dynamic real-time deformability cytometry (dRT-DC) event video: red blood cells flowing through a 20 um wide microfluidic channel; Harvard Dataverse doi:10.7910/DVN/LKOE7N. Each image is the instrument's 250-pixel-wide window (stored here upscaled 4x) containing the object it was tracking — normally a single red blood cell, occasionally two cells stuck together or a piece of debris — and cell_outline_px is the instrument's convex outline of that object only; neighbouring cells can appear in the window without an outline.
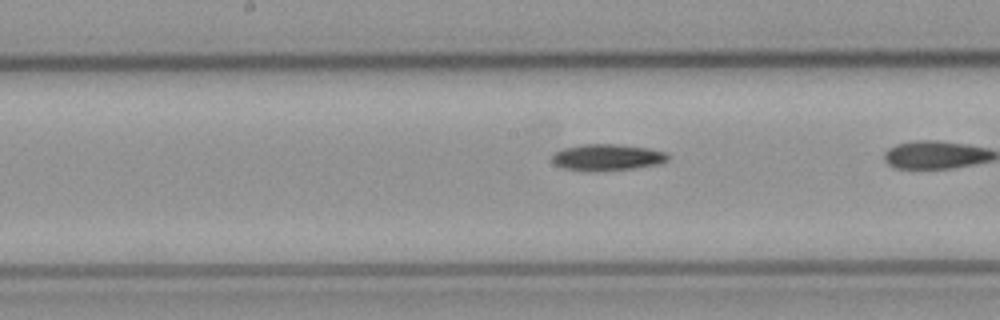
{"species": "common noctule bat (a hibernating species)", "species_latin": "Nyctalus noctula", "temperature_condition": "cold", "stored_images_in_passage": 11, "camera_frame_rate_fps": 3000, "um_per_image_px": 0.085, "animal": {"sex": "male", "body_mass_g": 23.1, "forearm_length_mm": 52.7}, "frame": {"image": 1, "passage_image": 10, "time_ms": 3.0, "image_size_px": [1000, 320], "cell_outline_px": [[668, 160], [660, 164], [632, 168], [596, 172], [564, 168], [556, 164], [552, 160], [552, 156], [556, 152], [564, 148], [584, 144], [616, 144], [648, 148], [668, 152]], "centroid_in_image_um": [51.65, 13.37], "position_along_channel_um": 196.6, "area_um2": 17.8}}